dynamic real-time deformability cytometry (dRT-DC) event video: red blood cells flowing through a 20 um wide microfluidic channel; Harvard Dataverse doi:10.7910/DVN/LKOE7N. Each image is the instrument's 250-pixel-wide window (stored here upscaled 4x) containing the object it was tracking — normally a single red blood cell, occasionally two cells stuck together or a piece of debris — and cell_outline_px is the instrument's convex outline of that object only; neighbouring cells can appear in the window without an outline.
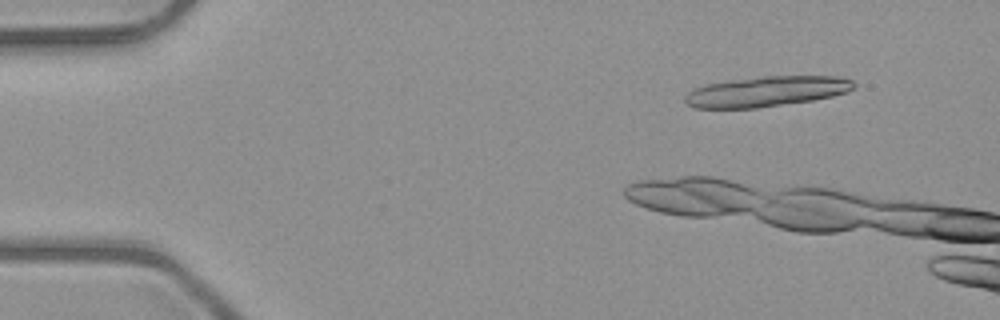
{"species": "common noctule bat (a hibernating species)", "species_latin": "Nyctalus noctula", "temperature_condition": "room temperature", "stored_images_in_passage": 9, "camera_frame_rate_fps": 3000, "um_per_image_px": 0.085, "animal": {"sex": "male", "body_mass_g": 23.1, "forearm_length_mm": 52.7}, "frame": {"image": 1, "passage_image": 1, "time_ms": 0.0, "image_size_px": [1000, 320], "cell_outline_px": [[856, 88], [848, 92], [832, 96], [812, 100], [756, 108], [696, 108], [688, 104], [684, 100], [684, 96], [692, 88], [704, 84], [728, 80], [760, 76], [836, 76], [852, 80], [856, 84]], "centroid_in_image_um": [65.14, 7.76], "position_along_channel_um": 19.9, "area_um2": 30.06}}